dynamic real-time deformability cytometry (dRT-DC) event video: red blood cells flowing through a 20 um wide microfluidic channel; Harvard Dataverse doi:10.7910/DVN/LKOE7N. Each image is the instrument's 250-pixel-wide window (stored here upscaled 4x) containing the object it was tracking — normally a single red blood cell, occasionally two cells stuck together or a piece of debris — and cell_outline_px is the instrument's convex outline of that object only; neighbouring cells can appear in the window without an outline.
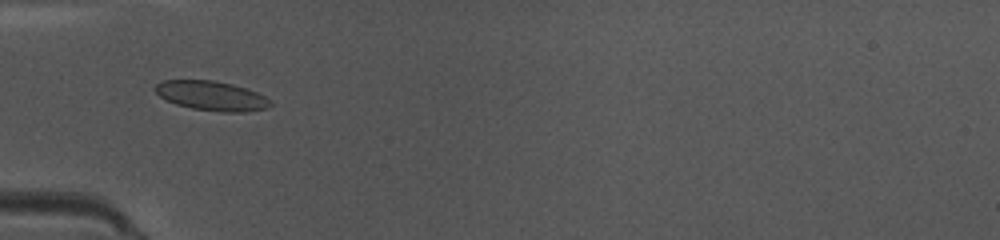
{"species": "common noctule bat (a hibernating species)", "species_latin": "Nyctalus noctula", "temperature_condition": "warm", "stored_images_in_passage": 43, "camera_frame_rate_fps": 3000, "um_per_image_px": 0.085, "animal": {"sex": "female", "body_mass_g": 10.0, "forearm_length_mm": 53.1}, "frame": {"image": 1, "passage_image": 16, "time_ms": 5.0, "image_size_px": [1000, 240], "cell_outline_px": [[272, 104], [268, 108], [244, 112], [224, 112], [192, 108], [176, 104], [160, 96], [152, 88], [156, 84], [164, 80], [212, 80], [232, 84], [256, 92], [272, 100]], "centroid_in_image_um": [17.99, 8.14], "position_along_channel_um": 67.0, "area_um2": 19.71}}
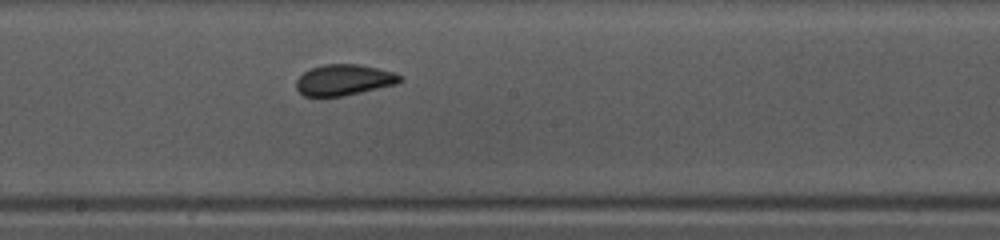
{"frame": {"image": 2, "passage_image": 27, "time_ms": 8.667, "image_size_px": [1000, 240], "cell_outline_px": [[404, 80], [396, 84], [344, 96], [304, 96], [296, 88], [296, 80], [304, 72], [312, 68], [324, 64], [360, 64], [392, 72], [404, 76]], "centroid_in_image_um": [29.26, 6.79], "position_along_channel_um": 218.9, "area_um2": 18.67}}
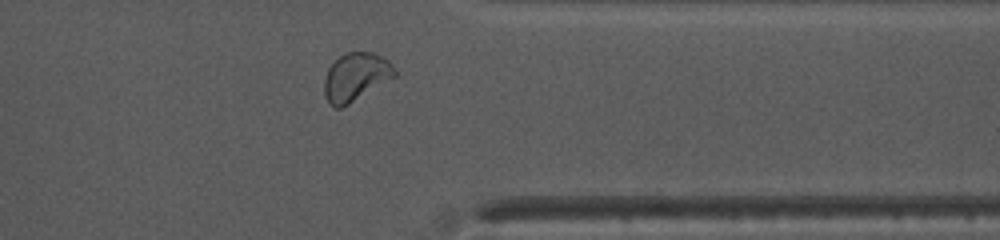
{"frame": {"image": 3, "passage_image": 39, "time_ms": 12.667, "image_size_px": [1000, 240], "cell_outline_px": [[396, 76], [348, 104], [340, 108], [332, 108], [328, 104], [324, 96], [324, 80], [328, 68], [340, 56], [348, 52], [372, 52], [388, 60], [396, 68]], "centroid_in_image_um": [30.22, 6.55], "position_along_channel_um": 381.2, "area_um2": 19.71}, "authors_computed_cell_mechanics": {"area_um2": 19.363, "velocity_mm_per_s": 4.1439, "shape_relaxation_time_tau1_ms": 4.8077, "shape_relaxation_time_tau2_ms": 0.6616, "deformation_change_tau1": 0.1252, "deformation_change_tau2": 0.0576}}